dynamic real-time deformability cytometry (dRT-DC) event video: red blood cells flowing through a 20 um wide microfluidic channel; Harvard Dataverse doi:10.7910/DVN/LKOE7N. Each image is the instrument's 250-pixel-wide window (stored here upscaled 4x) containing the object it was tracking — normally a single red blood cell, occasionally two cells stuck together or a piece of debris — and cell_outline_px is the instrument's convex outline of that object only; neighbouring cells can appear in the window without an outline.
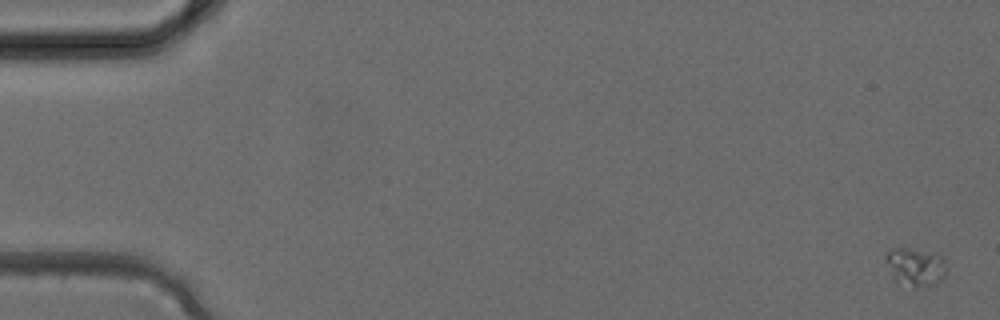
{"species": "common noctule bat (a hibernating species)", "species_latin": "Nyctalus noctula", "temperature_condition": "cold", "stored_images_in_passage": 3, "camera_frame_rate_fps": 3000, "um_per_image_px": 0.085, "animal": {"sex": "female", "body_mass_g": 24.6, "forearm_length_mm": 56.2}, "frame": {"image": 1, "passage_image": 1, "time_ms": 0.0, "image_size_px": [1000, 320], "cell_outline_px": [[944, 276], [936, 284], [916, 288], [896, 280], [884, 256], [892, 248], [908, 248], [932, 252], [944, 256]], "centroid_in_image_um": [77.84, 22.66], "position_along_channel_um": 7.2, "area_um2": 13.18}}